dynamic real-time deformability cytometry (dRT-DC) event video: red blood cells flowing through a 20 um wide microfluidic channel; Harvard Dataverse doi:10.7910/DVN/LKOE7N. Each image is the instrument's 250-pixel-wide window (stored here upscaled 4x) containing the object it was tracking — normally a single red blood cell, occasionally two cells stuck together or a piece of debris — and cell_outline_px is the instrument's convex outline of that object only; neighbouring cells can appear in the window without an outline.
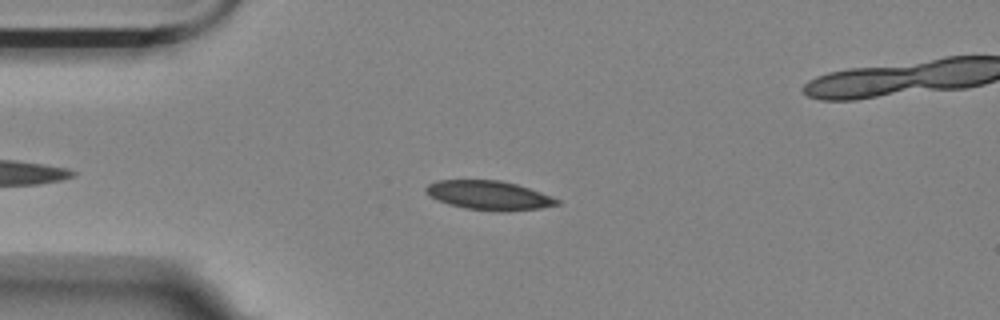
{"species": "Egyptian fruit bat (a non-hibernating species)", "species_latin": "Rousettus aegyptiacus", "temperature_condition": "room temperature", "stored_images_in_passage": 51, "camera_frame_rate_fps": 3000, "um_per_image_px": 0.085, "animal": {"sex": "female"}, "frame": {"image": 1, "passage_image": 12, "time_ms": 3.667, "image_size_px": [1000, 320], "cell_outline_px": [[560, 204], [540, 208], [504, 212], [464, 208], [448, 204], [424, 192], [424, 188], [428, 184], [436, 180], [500, 180], [516, 184], [540, 192], [560, 200]], "centroid_in_image_um": [41.55, 16.6], "position_along_channel_um": 43.4, "area_um2": 22.14}}
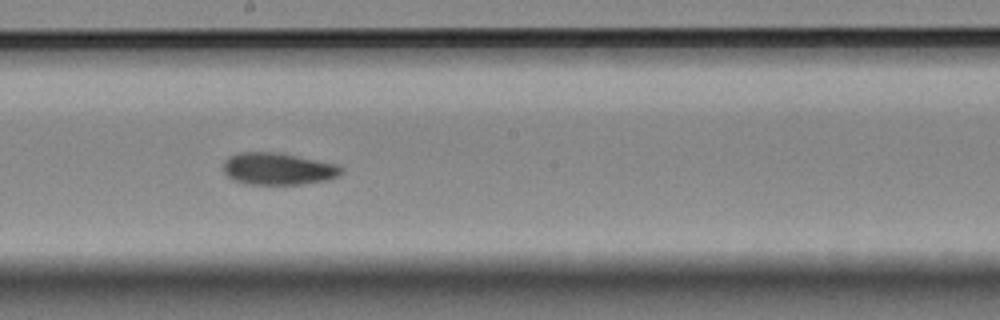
{"frame": {"image": 2, "passage_image": 29, "time_ms": 9.333, "image_size_px": [1000, 320], "cell_outline_px": [[344, 172], [340, 176], [328, 180], [300, 184], [244, 184], [232, 180], [224, 172], [224, 160], [228, 156], [240, 152], [276, 152], [340, 164], [344, 168]], "centroid_in_image_um": [23.67, 14.35], "position_along_channel_um": 224.5, "area_um2": 22.37}}
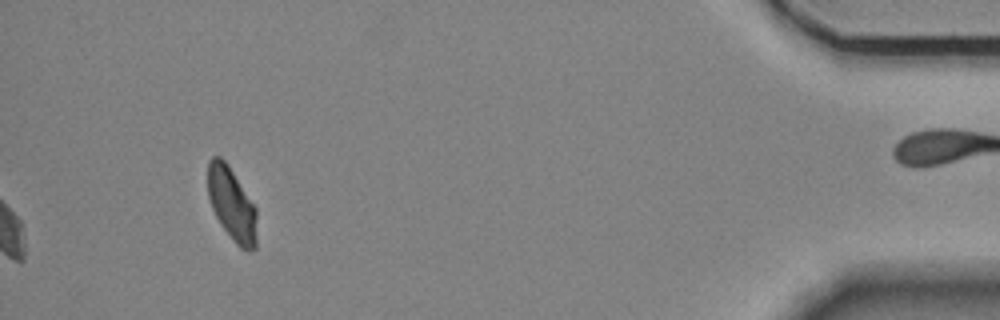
{"frame": {"image": 3, "passage_image": 51, "time_ms": 16.667, "image_size_px": [1000, 320], "cell_outline_px": [[256, 248], [252, 252], [248, 252], [240, 248], [236, 244], [220, 224], [212, 208], [208, 196], [208, 160], [212, 156], [220, 156], [228, 164], [256, 208]], "centroid_in_image_um": [19.7, 17.37], "position_along_channel_um": 415.5, "area_um2": 20.98}, "authors_computed_cell_mechanics": {"area_um2": 21.9062, "velocity_mm_per_s": 3.5171, "shape_relaxation_time_tau1_ms": 10.4213, "shape_relaxation_time_tau2_ms": 2.8672, "deformation_change_tau1": 0.1914, "deformation_change_tau2": 0.0745}}